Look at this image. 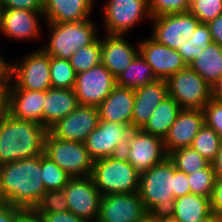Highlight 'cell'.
I'll use <instances>...</instances> for the list:
<instances>
[{
	"label": "cell",
	"mask_w": 222,
	"mask_h": 222,
	"mask_svg": "<svg viewBox=\"0 0 222 222\" xmlns=\"http://www.w3.org/2000/svg\"><path fill=\"white\" fill-rule=\"evenodd\" d=\"M133 130L129 125L99 120L84 143L94 161L117 156L127 146Z\"/></svg>",
	"instance_id": "30bf717a"
},
{
	"label": "cell",
	"mask_w": 222,
	"mask_h": 222,
	"mask_svg": "<svg viewBox=\"0 0 222 222\" xmlns=\"http://www.w3.org/2000/svg\"><path fill=\"white\" fill-rule=\"evenodd\" d=\"M96 0H44L46 22H79L90 19Z\"/></svg>",
	"instance_id": "cb8c5ba5"
},
{
	"label": "cell",
	"mask_w": 222,
	"mask_h": 222,
	"mask_svg": "<svg viewBox=\"0 0 222 222\" xmlns=\"http://www.w3.org/2000/svg\"><path fill=\"white\" fill-rule=\"evenodd\" d=\"M106 34L127 35L144 18H152L148 0H107L103 5Z\"/></svg>",
	"instance_id": "9c48e42d"
},
{
	"label": "cell",
	"mask_w": 222,
	"mask_h": 222,
	"mask_svg": "<svg viewBox=\"0 0 222 222\" xmlns=\"http://www.w3.org/2000/svg\"><path fill=\"white\" fill-rule=\"evenodd\" d=\"M79 106L73 89L49 88L43 102V126L49 130Z\"/></svg>",
	"instance_id": "d4e9b609"
},
{
	"label": "cell",
	"mask_w": 222,
	"mask_h": 222,
	"mask_svg": "<svg viewBox=\"0 0 222 222\" xmlns=\"http://www.w3.org/2000/svg\"><path fill=\"white\" fill-rule=\"evenodd\" d=\"M138 44L139 53L151 66L158 79L167 80L188 66L177 50L158 43L152 37L140 40Z\"/></svg>",
	"instance_id": "e0dca14e"
},
{
	"label": "cell",
	"mask_w": 222,
	"mask_h": 222,
	"mask_svg": "<svg viewBox=\"0 0 222 222\" xmlns=\"http://www.w3.org/2000/svg\"><path fill=\"white\" fill-rule=\"evenodd\" d=\"M212 99L222 101V75L219 79L211 86Z\"/></svg>",
	"instance_id": "816d5d0a"
},
{
	"label": "cell",
	"mask_w": 222,
	"mask_h": 222,
	"mask_svg": "<svg viewBox=\"0 0 222 222\" xmlns=\"http://www.w3.org/2000/svg\"><path fill=\"white\" fill-rule=\"evenodd\" d=\"M152 38L174 50L193 35L201 23L190 12L152 17Z\"/></svg>",
	"instance_id": "7c38bea8"
},
{
	"label": "cell",
	"mask_w": 222,
	"mask_h": 222,
	"mask_svg": "<svg viewBox=\"0 0 222 222\" xmlns=\"http://www.w3.org/2000/svg\"><path fill=\"white\" fill-rule=\"evenodd\" d=\"M45 91L20 89L13 81L10 89L9 114L19 120L43 125Z\"/></svg>",
	"instance_id": "7402d4cb"
},
{
	"label": "cell",
	"mask_w": 222,
	"mask_h": 222,
	"mask_svg": "<svg viewBox=\"0 0 222 222\" xmlns=\"http://www.w3.org/2000/svg\"><path fill=\"white\" fill-rule=\"evenodd\" d=\"M189 12L207 24L222 15V0H190Z\"/></svg>",
	"instance_id": "8d00e7d4"
},
{
	"label": "cell",
	"mask_w": 222,
	"mask_h": 222,
	"mask_svg": "<svg viewBox=\"0 0 222 222\" xmlns=\"http://www.w3.org/2000/svg\"><path fill=\"white\" fill-rule=\"evenodd\" d=\"M168 158L174 163L177 170L189 175L196 170L206 168L210 162L202 157L191 147H183L173 150Z\"/></svg>",
	"instance_id": "f546056e"
},
{
	"label": "cell",
	"mask_w": 222,
	"mask_h": 222,
	"mask_svg": "<svg viewBox=\"0 0 222 222\" xmlns=\"http://www.w3.org/2000/svg\"><path fill=\"white\" fill-rule=\"evenodd\" d=\"M17 222H41V220L31 211H27Z\"/></svg>",
	"instance_id": "f5cc1de1"
},
{
	"label": "cell",
	"mask_w": 222,
	"mask_h": 222,
	"mask_svg": "<svg viewBox=\"0 0 222 222\" xmlns=\"http://www.w3.org/2000/svg\"><path fill=\"white\" fill-rule=\"evenodd\" d=\"M211 213L210 198L189 193L175 199L173 217L180 222H197Z\"/></svg>",
	"instance_id": "83f0119b"
},
{
	"label": "cell",
	"mask_w": 222,
	"mask_h": 222,
	"mask_svg": "<svg viewBox=\"0 0 222 222\" xmlns=\"http://www.w3.org/2000/svg\"><path fill=\"white\" fill-rule=\"evenodd\" d=\"M44 154L71 177L92 175L94 160L83 142L62 140L48 131Z\"/></svg>",
	"instance_id": "8992f818"
},
{
	"label": "cell",
	"mask_w": 222,
	"mask_h": 222,
	"mask_svg": "<svg viewBox=\"0 0 222 222\" xmlns=\"http://www.w3.org/2000/svg\"><path fill=\"white\" fill-rule=\"evenodd\" d=\"M204 124L202 109H182L163 140L166 153L169 154L178 148L190 147Z\"/></svg>",
	"instance_id": "d6986e66"
},
{
	"label": "cell",
	"mask_w": 222,
	"mask_h": 222,
	"mask_svg": "<svg viewBox=\"0 0 222 222\" xmlns=\"http://www.w3.org/2000/svg\"><path fill=\"white\" fill-rule=\"evenodd\" d=\"M202 110L205 124L214 129L222 140V101L211 99Z\"/></svg>",
	"instance_id": "f35d334b"
},
{
	"label": "cell",
	"mask_w": 222,
	"mask_h": 222,
	"mask_svg": "<svg viewBox=\"0 0 222 222\" xmlns=\"http://www.w3.org/2000/svg\"><path fill=\"white\" fill-rule=\"evenodd\" d=\"M193 41L197 42H212L211 33L209 27L205 23H200L193 35L191 36Z\"/></svg>",
	"instance_id": "c3c4849f"
},
{
	"label": "cell",
	"mask_w": 222,
	"mask_h": 222,
	"mask_svg": "<svg viewBox=\"0 0 222 222\" xmlns=\"http://www.w3.org/2000/svg\"><path fill=\"white\" fill-rule=\"evenodd\" d=\"M91 177L101 196L139 190L140 176L122 154L94 161Z\"/></svg>",
	"instance_id": "5b68a950"
},
{
	"label": "cell",
	"mask_w": 222,
	"mask_h": 222,
	"mask_svg": "<svg viewBox=\"0 0 222 222\" xmlns=\"http://www.w3.org/2000/svg\"><path fill=\"white\" fill-rule=\"evenodd\" d=\"M189 66L212 86L222 75V47L212 41Z\"/></svg>",
	"instance_id": "4316f807"
},
{
	"label": "cell",
	"mask_w": 222,
	"mask_h": 222,
	"mask_svg": "<svg viewBox=\"0 0 222 222\" xmlns=\"http://www.w3.org/2000/svg\"><path fill=\"white\" fill-rule=\"evenodd\" d=\"M175 165L167 157L152 166L139 181V196L148 215L154 219L173 217L175 211Z\"/></svg>",
	"instance_id": "3957f363"
},
{
	"label": "cell",
	"mask_w": 222,
	"mask_h": 222,
	"mask_svg": "<svg viewBox=\"0 0 222 222\" xmlns=\"http://www.w3.org/2000/svg\"><path fill=\"white\" fill-rule=\"evenodd\" d=\"M187 176L191 193L211 197L216 181L212 163L206 168L196 170Z\"/></svg>",
	"instance_id": "e575fe53"
},
{
	"label": "cell",
	"mask_w": 222,
	"mask_h": 222,
	"mask_svg": "<svg viewBox=\"0 0 222 222\" xmlns=\"http://www.w3.org/2000/svg\"><path fill=\"white\" fill-rule=\"evenodd\" d=\"M45 24L50 28V38L41 49L59 59L69 60L78 49L90 45L99 37L97 26L91 18L79 22Z\"/></svg>",
	"instance_id": "277c9868"
},
{
	"label": "cell",
	"mask_w": 222,
	"mask_h": 222,
	"mask_svg": "<svg viewBox=\"0 0 222 222\" xmlns=\"http://www.w3.org/2000/svg\"><path fill=\"white\" fill-rule=\"evenodd\" d=\"M3 8L43 11L44 0H0Z\"/></svg>",
	"instance_id": "b9f144b4"
},
{
	"label": "cell",
	"mask_w": 222,
	"mask_h": 222,
	"mask_svg": "<svg viewBox=\"0 0 222 222\" xmlns=\"http://www.w3.org/2000/svg\"><path fill=\"white\" fill-rule=\"evenodd\" d=\"M211 42H197L189 38L185 43L181 44L177 51L181 57L189 65L195 58H197Z\"/></svg>",
	"instance_id": "ab89813d"
},
{
	"label": "cell",
	"mask_w": 222,
	"mask_h": 222,
	"mask_svg": "<svg viewBox=\"0 0 222 222\" xmlns=\"http://www.w3.org/2000/svg\"><path fill=\"white\" fill-rule=\"evenodd\" d=\"M39 17L44 18L43 11L4 8L0 35L13 40H37L42 36Z\"/></svg>",
	"instance_id": "ac0fdd59"
},
{
	"label": "cell",
	"mask_w": 222,
	"mask_h": 222,
	"mask_svg": "<svg viewBox=\"0 0 222 222\" xmlns=\"http://www.w3.org/2000/svg\"><path fill=\"white\" fill-rule=\"evenodd\" d=\"M48 130L33 121L19 120L10 114L0 119V165L44 153Z\"/></svg>",
	"instance_id": "7a4b0ae2"
},
{
	"label": "cell",
	"mask_w": 222,
	"mask_h": 222,
	"mask_svg": "<svg viewBox=\"0 0 222 222\" xmlns=\"http://www.w3.org/2000/svg\"><path fill=\"white\" fill-rule=\"evenodd\" d=\"M148 215L138 192L101 196L97 222H138Z\"/></svg>",
	"instance_id": "9a60e30c"
},
{
	"label": "cell",
	"mask_w": 222,
	"mask_h": 222,
	"mask_svg": "<svg viewBox=\"0 0 222 222\" xmlns=\"http://www.w3.org/2000/svg\"><path fill=\"white\" fill-rule=\"evenodd\" d=\"M11 62V79L25 90L46 91L51 86L50 56L41 48Z\"/></svg>",
	"instance_id": "ba28073f"
},
{
	"label": "cell",
	"mask_w": 222,
	"mask_h": 222,
	"mask_svg": "<svg viewBox=\"0 0 222 222\" xmlns=\"http://www.w3.org/2000/svg\"><path fill=\"white\" fill-rule=\"evenodd\" d=\"M122 155L134 167L139 176L168 157L163 139L142 129L133 130Z\"/></svg>",
	"instance_id": "8fae6325"
},
{
	"label": "cell",
	"mask_w": 222,
	"mask_h": 222,
	"mask_svg": "<svg viewBox=\"0 0 222 222\" xmlns=\"http://www.w3.org/2000/svg\"><path fill=\"white\" fill-rule=\"evenodd\" d=\"M148 7L152 17L186 13L190 9V0H148Z\"/></svg>",
	"instance_id": "74e56055"
},
{
	"label": "cell",
	"mask_w": 222,
	"mask_h": 222,
	"mask_svg": "<svg viewBox=\"0 0 222 222\" xmlns=\"http://www.w3.org/2000/svg\"><path fill=\"white\" fill-rule=\"evenodd\" d=\"M181 110L179 104L168 95L153 111L142 130L164 140Z\"/></svg>",
	"instance_id": "484cf974"
},
{
	"label": "cell",
	"mask_w": 222,
	"mask_h": 222,
	"mask_svg": "<svg viewBox=\"0 0 222 222\" xmlns=\"http://www.w3.org/2000/svg\"><path fill=\"white\" fill-rule=\"evenodd\" d=\"M105 35L101 38V63L117 78L139 54V44L134 47L125 35Z\"/></svg>",
	"instance_id": "ffe728a7"
},
{
	"label": "cell",
	"mask_w": 222,
	"mask_h": 222,
	"mask_svg": "<svg viewBox=\"0 0 222 222\" xmlns=\"http://www.w3.org/2000/svg\"><path fill=\"white\" fill-rule=\"evenodd\" d=\"M41 177L46 191L63 189L71 178L44 153L41 155Z\"/></svg>",
	"instance_id": "836d02e7"
},
{
	"label": "cell",
	"mask_w": 222,
	"mask_h": 222,
	"mask_svg": "<svg viewBox=\"0 0 222 222\" xmlns=\"http://www.w3.org/2000/svg\"><path fill=\"white\" fill-rule=\"evenodd\" d=\"M11 72V62H8L3 55L0 54V83L5 81Z\"/></svg>",
	"instance_id": "681fc988"
},
{
	"label": "cell",
	"mask_w": 222,
	"mask_h": 222,
	"mask_svg": "<svg viewBox=\"0 0 222 222\" xmlns=\"http://www.w3.org/2000/svg\"><path fill=\"white\" fill-rule=\"evenodd\" d=\"M116 78L102 64L77 74L75 86L79 105L99 106L113 91Z\"/></svg>",
	"instance_id": "4fadbf2b"
},
{
	"label": "cell",
	"mask_w": 222,
	"mask_h": 222,
	"mask_svg": "<svg viewBox=\"0 0 222 222\" xmlns=\"http://www.w3.org/2000/svg\"><path fill=\"white\" fill-rule=\"evenodd\" d=\"M207 26L209 27L212 41L222 47V15L208 22Z\"/></svg>",
	"instance_id": "7dc6e473"
},
{
	"label": "cell",
	"mask_w": 222,
	"mask_h": 222,
	"mask_svg": "<svg viewBox=\"0 0 222 222\" xmlns=\"http://www.w3.org/2000/svg\"><path fill=\"white\" fill-rule=\"evenodd\" d=\"M156 80L158 78L155 76L151 66L139 53L116 78V85L135 90Z\"/></svg>",
	"instance_id": "f1b7e54d"
},
{
	"label": "cell",
	"mask_w": 222,
	"mask_h": 222,
	"mask_svg": "<svg viewBox=\"0 0 222 222\" xmlns=\"http://www.w3.org/2000/svg\"><path fill=\"white\" fill-rule=\"evenodd\" d=\"M66 211H68V205L65 199V191L61 189L46 191L31 212L56 213Z\"/></svg>",
	"instance_id": "d590c367"
},
{
	"label": "cell",
	"mask_w": 222,
	"mask_h": 222,
	"mask_svg": "<svg viewBox=\"0 0 222 222\" xmlns=\"http://www.w3.org/2000/svg\"><path fill=\"white\" fill-rule=\"evenodd\" d=\"M26 212L22 208L0 202V222H17Z\"/></svg>",
	"instance_id": "7bdbcfd3"
},
{
	"label": "cell",
	"mask_w": 222,
	"mask_h": 222,
	"mask_svg": "<svg viewBox=\"0 0 222 222\" xmlns=\"http://www.w3.org/2000/svg\"><path fill=\"white\" fill-rule=\"evenodd\" d=\"M99 111L96 106L79 105L48 131L56 138L85 142L87 136L98 126Z\"/></svg>",
	"instance_id": "2e32d148"
},
{
	"label": "cell",
	"mask_w": 222,
	"mask_h": 222,
	"mask_svg": "<svg viewBox=\"0 0 222 222\" xmlns=\"http://www.w3.org/2000/svg\"><path fill=\"white\" fill-rule=\"evenodd\" d=\"M221 141L217 132L204 124L194 137L190 147L212 163L219 152Z\"/></svg>",
	"instance_id": "4dcf8cb0"
},
{
	"label": "cell",
	"mask_w": 222,
	"mask_h": 222,
	"mask_svg": "<svg viewBox=\"0 0 222 222\" xmlns=\"http://www.w3.org/2000/svg\"><path fill=\"white\" fill-rule=\"evenodd\" d=\"M46 192L41 155L0 165V202L32 211Z\"/></svg>",
	"instance_id": "6da1fadb"
},
{
	"label": "cell",
	"mask_w": 222,
	"mask_h": 222,
	"mask_svg": "<svg viewBox=\"0 0 222 222\" xmlns=\"http://www.w3.org/2000/svg\"><path fill=\"white\" fill-rule=\"evenodd\" d=\"M69 60L76 74L85 72L101 63L100 36L90 45L78 49Z\"/></svg>",
	"instance_id": "1f68e13d"
},
{
	"label": "cell",
	"mask_w": 222,
	"mask_h": 222,
	"mask_svg": "<svg viewBox=\"0 0 222 222\" xmlns=\"http://www.w3.org/2000/svg\"><path fill=\"white\" fill-rule=\"evenodd\" d=\"M41 222H89L87 219L76 216L70 211L56 213H33Z\"/></svg>",
	"instance_id": "60d3db41"
},
{
	"label": "cell",
	"mask_w": 222,
	"mask_h": 222,
	"mask_svg": "<svg viewBox=\"0 0 222 222\" xmlns=\"http://www.w3.org/2000/svg\"><path fill=\"white\" fill-rule=\"evenodd\" d=\"M168 95L182 109H203L212 99L211 86L189 65L167 80Z\"/></svg>",
	"instance_id": "52a82bcc"
},
{
	"label": "cell",
	"mask_w": 222,
	"mask_h": 222,
	"mask_svg": "<svg viewBox=\"0 0 222 222\" xmlns=\"http://www.w3.org/2000/svg\"><path fill=\"white\" fill-rule=\"evenodd\" d=\"M63 189L68 211L89 222H97L101 194L91 176L71 177Z\"/></svg>",
	"instance_id": "5bb4252c"
},
{
	"label": "cell",
	"mask_w": 222,
	"mask_h": 222,
	"mask_svg": "<svg viewBox=\"0 0 222 222\" xmlns=\"http://www.w3.org/2000/svg\"><path fill=\"white\" fill-rule=\"evenodd\" d=\"M155 222H180V221L174 217H168V218H162L159 220H155Z\"/></svg>",
	"instance_id": "11a10c76"
},
{
	"label": "cell",
	"mask_w": 222,
	"mask_h": 222,
	"mask_svg": "<svg viewBox=\"0 0 222 222\" xmlns=\"http://www.w3.org/2000/svg\"><path fill=\"white\" fill-rule=\"evenodd\" d=\"M210 208L216 216L222 219V179H216L210 197Z\"/></svg>",
	"instance_id": "f6af8a7d"
},
{
	"label": "cell",
	"mask_w": 222,
	"mask_h": 222,
	"mask_svg": "<svg viewBox=\"0 0 222 222\" xmlns=\"http://www.w3.org/2000/svg\"><path fill=\"white\" fill-rule=\"evenodd\" d=\"M212 165L216 179H222V141L220 144L219 152L215 160L212 162Z\"/></svg>",
	"instance_id": "f907efd6"
},
{
	"label": "cell",
	"mask_w": 222,
	"mask_h": 222,
	"mask_svg": "<svg viewBox=\"0 0 222 222\" xmlns=\"http://www.w3.org/2000/svg\"><path fill=\"white\" fill-rule=\"evenodd\" d=\"M173 192L175 199L191 193L188 182V176L184 172L177 170L176 167H175V190H173Z\"/></svg>",
	"instance_id": "bcb514c9"
},
{
	"label": "cell",
	"mask_w": 222,
	"mask_h": 222,
	"mask_svg": "<svg viewBox=\"0 0 222 222\" xmlns=\"http://www.w3.org/2000/svg\"><path fill=\"white\" fill-rule=\"evenodd\" d=\"M50 76L52 88L73 89L77 74L70 60L50 56Z\"/></svg>",
	"instance_id": "d6a6232c"
},
{
	"label": "cell",
	"mask_w": 222,
	"mask_h": 222,
	"mask_svg": "<svg viewBox=\"0 0 222 222\" xmlns=\"http://www.w3.org/2000/svg\"><path fill=\"white\" fill-rule=\"evenodd\" d=\"M221 221L222 219H220L213 212H211L207 217H204L203 219H200L197 222H221Z\"/></svg>",
	"instance_id": "db71d44e"
},
{
	"label": "cell",
	"mask_w": 222,
	"mask_h": 222,
	"mask_svg": "<svg viewBox=\"0 0 222 222\" xmlns=\"http://www.w3.org/2000/svg\"><path fill=\"white\" fill-rule=\"evenodd\" d=\"M138 222H155V220L152 219L149 215H147L141 221H138Z\"/></svg>",
	"instance_id": "9f6ffc18"
},
{
	"label": "cell",
	"mask_w": 222,
	"mask_h": 222,
	"mask_svg": "<svg viewBox=\"0 0 222 222\" xmlns=\"http://www.w3.org/2000/svg\"><path fill=\"white\" fill-rule=\"evenodd\" d=\"M11 75L0 83V119L9 114Z\"/></svg>",
	"instance_id": "ee69618b"
},
{
	"label": "cell",
	"mask_w": 222,
	"mask_h": 222,
	"mask_svg": "<svg viewBox=\"0 0 222 222\" xmlns=\"http://www.w3.org/2000/svg\"><path fill=\"white\" fill-rule=\"evenodd\" d=\"M134 92L132 128L142 129L153 111L168 96V85L166 80L158 79L155 82L135 89Z\"/></svg>",
	"instance_id": "44dd1931"
},
{
	"label": "cell",
	"mask_w": 222,
	"mask_h": 222,
	"mask_svg": "<svg viewBox=\"0 0 222 222\" xmlns=\"http://www.w3.org/2000/svg\"><path fill=\"white\" fill-rule=\"evenodd\" d=\"M3 5L0 2V27H1V23H2V13H3Z\"/></svg>",
	"instance_id": "6f0895ef"
},
{
	"label": "cell",
	"mask_w": 222,
	"mask_h": 222,
	"mask_svg": "<svg viewBox=\"0 0 222 222\" xmlns=\"http://www.w3.org/2000/svg\"><path fill=\"white\" fill-rule=\"evenodd\" d=\"M134 89L115 86L110 95L97 106L99 120L132 126Z\"/></svg>",
	"instance_id": "603a6c76"
}]
</instances>
